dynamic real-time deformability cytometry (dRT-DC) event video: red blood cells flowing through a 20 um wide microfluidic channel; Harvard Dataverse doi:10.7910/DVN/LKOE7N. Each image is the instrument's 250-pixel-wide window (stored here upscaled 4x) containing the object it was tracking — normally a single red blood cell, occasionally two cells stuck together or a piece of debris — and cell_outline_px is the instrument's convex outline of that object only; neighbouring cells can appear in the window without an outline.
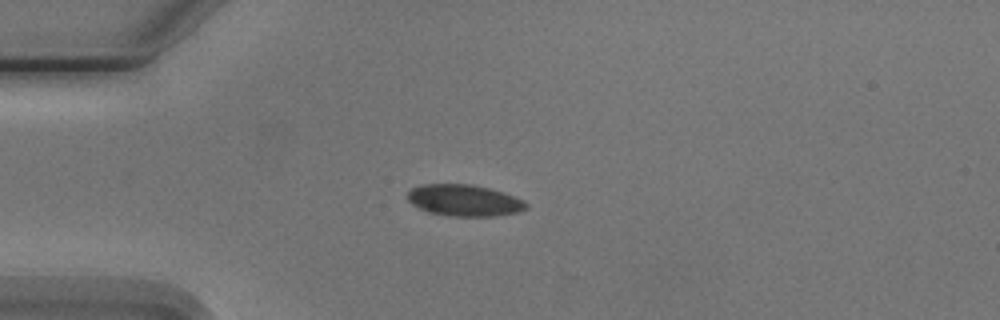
{"species": "Egyptian fruit bat (a non-hibernating species)", "species_latin": "Rousettus aegyptiacus", "temperature_condition": "cold", "stored_images_in_passage": 6, "camera_frame_rate_fps": 3000, "um_per_image_px": 0.085, "animal": {"sex": "male"}, "frame": {"image": 1, "passage_image": 4, "time_ms": 3.667, "image_size_px": [1000, 320], "cell_outline_px": [[528, 208], [520, 212], [496, 216], [448, 216], [428, 212], [412, 204], [404, 196], [412, 188], [420, 184], [472, 184], [504, 192], [524, 200], [528, 204]], "centroid_in_image_um": [39.46, 17.03], "position_along_channel_um": 45.5, "area_um2": 22.08}}
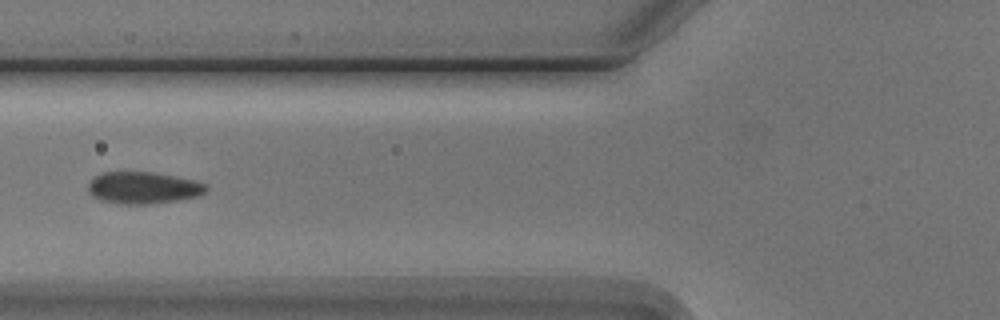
{"frame": {"image": 2, "passage_image": 6, "time_ms": 6.0, "image_size_px": [1000, 320], "cell_outline_px": [[208, 192], [200, 196], [180, 200], [148, 204], [116, 204], [100, 200], [92, 196], [88, 192], [88, 184], [92, 176], [104, 172], [152, 172], [176, 176], [196, 180], [208, 184]], "centroid_in_image_um": [12.2, 15.96], "position_along_channel_um": 113.6, "area_um2": 22.48}}